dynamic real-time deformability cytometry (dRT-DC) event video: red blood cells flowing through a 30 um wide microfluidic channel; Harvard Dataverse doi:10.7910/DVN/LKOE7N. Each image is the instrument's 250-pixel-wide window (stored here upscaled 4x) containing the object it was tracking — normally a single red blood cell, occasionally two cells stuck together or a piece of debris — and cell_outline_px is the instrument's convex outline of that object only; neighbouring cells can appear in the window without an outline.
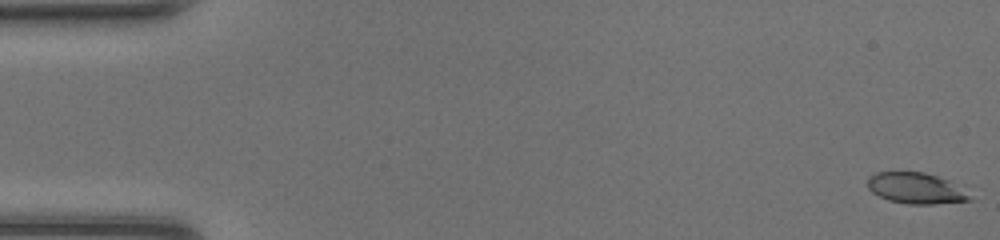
{"species": "common noctule bat (a hibernating species)", "species_latin": "Nyctalus noctula", "temperature_condition": "room temperature", "stored_images_in_passage": 48, "camera_frame_rate_fps": 3000, "um_per_image_px": 0.085, "animal": {"sex": "female", "body_mass_g": 20.0, "forearm_length_mm": 54.0}, "frame": {"image": 1, "passage_image": 1, "time_ms": 0.0, "image_size_px": [1000, 240], "cell_outline_px": [[972, 200], [932, 204], [908, 204], [888, 200], [872, 192], [868, 188], [868, 176], [876, 172], [924, 172], [948, 180], [968, 196]], "centroid_in_image_um": [77.76, 15.99], "position_along_channel_um": 7.2, "area_um2": 17.98}}
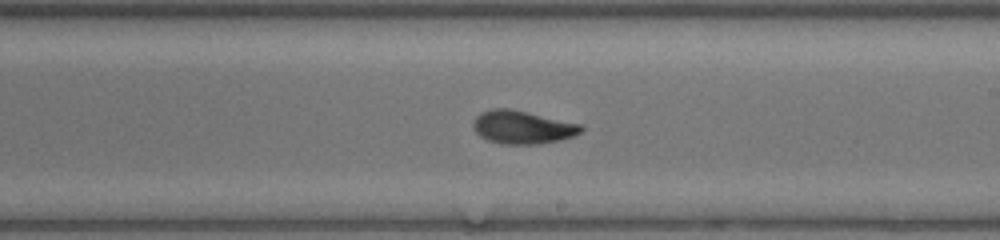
{"frame": {"image": 2, "passage_image": 28, "time_ms": 9.0, "image_size_px": [1000, 240], "cell_outline_px": [[584, 128], [580, 132], [572, 136], [560, 140], [536, 144], [500, 144], [488, 140], [480, 136], [476, 132], [472, 124], [476, 116], [480, 112], [492, 108], [508, 108], [528, 112], [584, 124]], "centroid_in_image_um": [44.41, 10.8], "position_along_channel_um": 244.6, "area_um2": 20.98}}
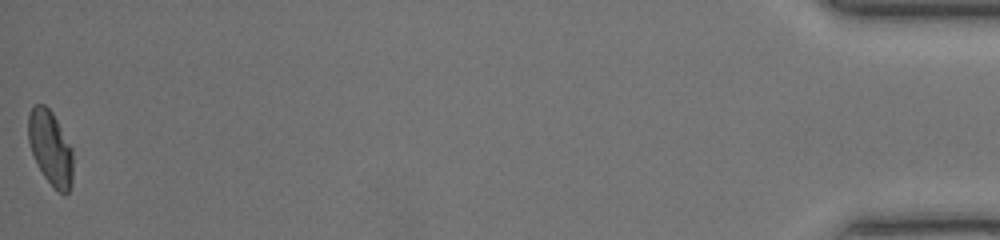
{"frame": {"image": 3, "passage_image": 48, "time_ms": 15.667, "image_size_px": [1000, 240], "cell_outline_px": [[72, 184], [68, 192], [60, 192], [44, 176], [32, 152], [28, 140], [28, 112], [36, 104], [44, 104], [52, 112], [72, 148]], "centroid_in_image_um": [4.28, 12.53], "position_along_channel_um": 430.9, "area_um2": 18.96}, "authors_computed_cell_mechanics": {"area_um2": 20.1144, "velocity_mm_per_s": 4.3465, "shape_relaxation_time_tau1_ms": 4.0769, "shape_relaxation_time_tau2_ms": 1.6238, "deformation_change_tau1": 0.1706, "deformation_change_tau2": 0.0661}}